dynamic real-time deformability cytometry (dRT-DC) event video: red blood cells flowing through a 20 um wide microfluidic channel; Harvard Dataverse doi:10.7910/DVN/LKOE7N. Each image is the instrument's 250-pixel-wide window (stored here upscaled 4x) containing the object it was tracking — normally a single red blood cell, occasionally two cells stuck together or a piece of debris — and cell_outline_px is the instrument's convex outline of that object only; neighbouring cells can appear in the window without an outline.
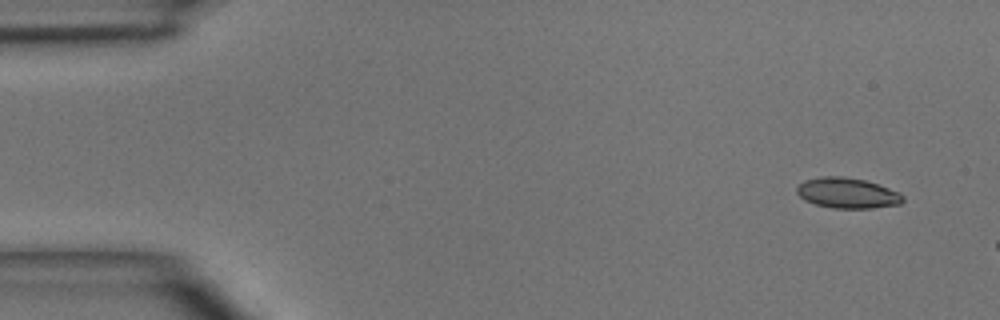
{"species": "common noctule bat (a hibernating species)", "species_latin": "Nyctalus noctula", "temperature_condition": "room temperature", "stored_images_in_passage": 3, "camera_frame_rate_fps": 3000, "um_per_image_px": 0.085, "animal": {"sex": "male", "body_mass_g": 15.6}, "frame": {"image": 1, "passage_image": 1, "time_ms": 0.0, "image_size_px": [1000, 320], "cell_outline_px": [[904, 200], [900, 204], [872, 208], [832, 208], [816, 204], [804, 200], [796, 192], [796, 188], [804, 180], [820, 176], [840, 176], [864, 180], [900, 192], [904, 196]], "centroid_in_image_um": [72.02, 16.41], "position_along_channel_um": 13.0, "area_um2": 18.79}}